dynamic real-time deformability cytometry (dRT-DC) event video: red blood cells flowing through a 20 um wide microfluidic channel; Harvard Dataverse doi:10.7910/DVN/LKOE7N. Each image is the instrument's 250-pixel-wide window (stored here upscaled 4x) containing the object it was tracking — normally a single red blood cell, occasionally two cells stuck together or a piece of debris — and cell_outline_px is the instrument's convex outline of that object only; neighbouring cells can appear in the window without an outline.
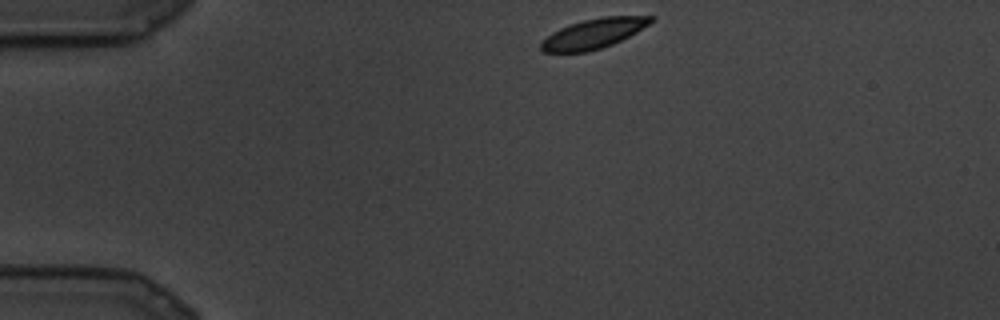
{"species": "common noctule bat (a hibernating species)", "species_latin": "Nyctalus noctula", "temperature_condition": "cold", "stored_images_in_passage": 76, "camera_frame_rate_fps": 3000, "um_per_image_px": 0.085, "animal": {"sex": "male", "body_mass_g": 19.5, "forearm_length_mm": 54.6}, "frame": {"image": 1, "passage_image": 1, "time_ms": 0.0, "image_size_px": [1000, 320], "cell_outline_px": [[656, 20], [636, 32], [612, 44], [588, 52], [540, 52], [540, 44], [552, 32], [560, 28], [584, 20], [604, 16], [656, 16]], "centroid_in_image_um": [50.47, 2.85], "position_along_channel_um": 34.5, "area_um2": 18.9}}
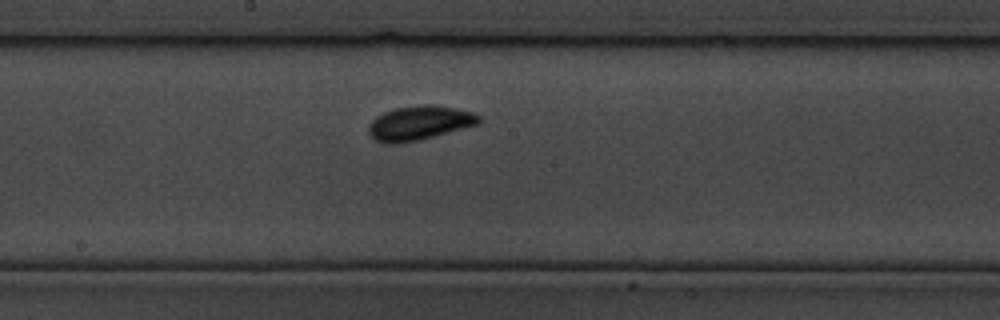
{"frame": {"image": 2, "passage_image": 33, "time_ms": 10.667, "image_size_px": [1000, 320], "cell_outline_px": [[480, 124], [416, 140], [396, 144], [384, 144], [376, 140], [368, 132], [368, 124], [376, 116], [384, 112], [396, 108], [424, 104], [428, 104], [456, 108], [472, 112], [480, 116]], "centroid_in_image_um": [35.62, 10.45], "position_along_channel_um": 212.6, "area_um2": 21.85}}
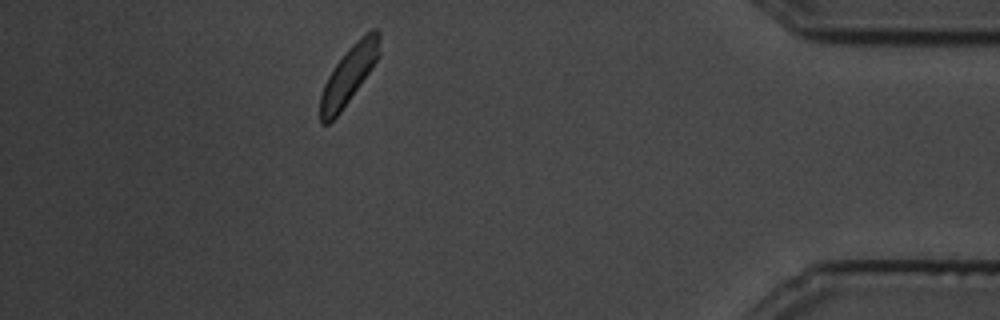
{"frame": {"image": 3, "passage_image": 66, "time_ms": 21.667, "image_size_px": [1000, 320], "cell_outline_px": [[380, 36], [376, 60], [372, 68], [340, 112], [328, 124], [320, 124], [320, 96], [324, 84], [328, 76], [336, 64], [352, 44], [372, 28], [376, 28], [380, 32]], "centroid_in_image_um": [29.62, 6.39], "position_along_channel_um": 405.6, "area_um2": 19.36}}